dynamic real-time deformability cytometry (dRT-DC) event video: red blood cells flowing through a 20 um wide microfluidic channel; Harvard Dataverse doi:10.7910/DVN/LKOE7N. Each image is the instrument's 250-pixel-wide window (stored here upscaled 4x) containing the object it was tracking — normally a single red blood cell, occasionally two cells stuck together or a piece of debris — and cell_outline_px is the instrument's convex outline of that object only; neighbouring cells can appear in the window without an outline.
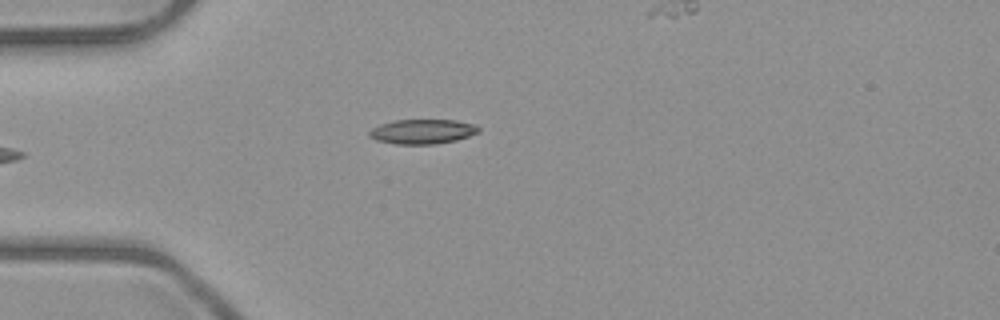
{"species": "common noctule bat (a hibernating species)", "species_latin": "Nyctalus noctula", "temperature_condition": "room temperature", "stored_images_in_passage": 4, "camera_frame_rate_fps": 3000, "um_per_image_px": 0.085, "animal": {"sex": "male", "body_mass_g": 23.1, "forearm_length_mm": 52.7}, "frame": {"image": 1, "passage_image": 4, "time_ms": 4.333, "image_size_px": [1000, 320], "cell_outline_px": [[480, 132], [456, 140], [436, 144], [396, 144], [376, 140], [368, 136], [368, 132], [372, 128], [380, 124], [396, 120], [456, 120], [476, 124], [480, 128]], "centroid_in_image_um": [35.92, 11.18], "position_along_channel_um": 49.1, "area_um2": 15.78}}